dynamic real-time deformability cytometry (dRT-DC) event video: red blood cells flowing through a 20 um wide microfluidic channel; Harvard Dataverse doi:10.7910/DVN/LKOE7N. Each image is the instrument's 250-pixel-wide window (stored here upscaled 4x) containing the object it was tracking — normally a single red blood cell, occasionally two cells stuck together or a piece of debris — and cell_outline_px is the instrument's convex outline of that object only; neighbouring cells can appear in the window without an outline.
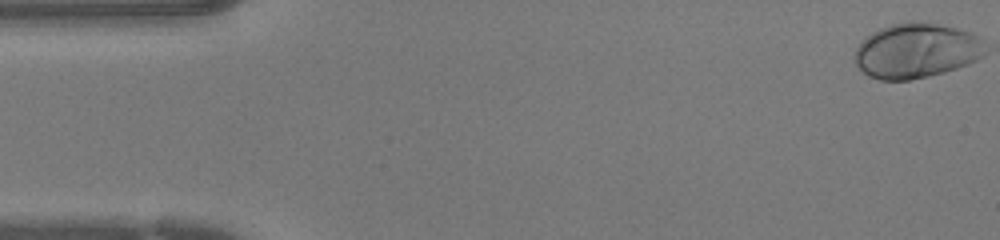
{"species": "human", "species_latin": "Homo sapiens", "temperature_condition": "warm", "stored_images_in_passage": 37, "camera_frame_rate_fps": 3000, "um_per_image_px": 0.085, "donor": {"sex": "female"}, "frame": {"image": 1, "passage_image": 1, "time_ms": 0.0, "image_size_px": [1000, 240], "cell_outline_px": [[980, 56], [976, 60], [968, 64], [944, 72], [928, 76], [908, 80], [880, 80], [868, 76], [856, 64], [856, 48], [872, 32], [892, 24], [936, 24], [956, 28], [980, 36]], "centroid_in_image_um": [77.84, 4.35], "position_along_channel_um": 7.2, "area_um2": 40.29}}
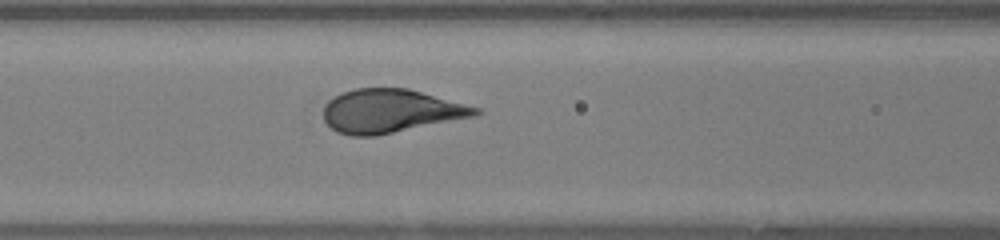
{"frame": {"image": 2, "passage_image": 18, "time_ms": 5.667, "image_size_px": [1000, 240], "cell_outline_px": [[480, 112], [476, 116], [376, 136], [352, 136], [336, 132], [324, 120], [324, 104], [328, 100], [344, 92], [356, 88], [408, 88], [480, 108]], "centroid_in_image_um": [33.19, 9.44], "position_along_channel_um": 133.4, "area_um2": 38.44}}
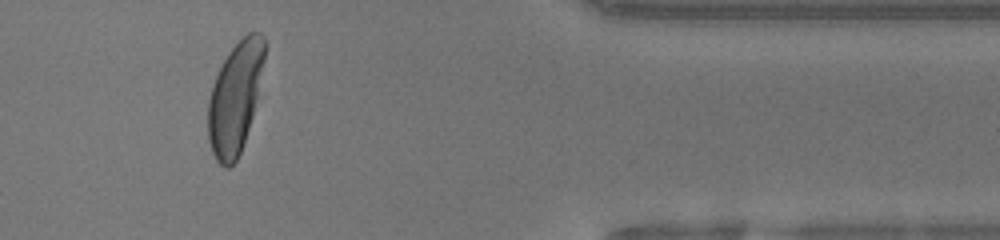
{"frame": {"image": 3, "passage_image": 37, "time_ms": 12.0, "image_size_px": [1000, 240], "cell_outline_px": [[268, 44], [252, 116], [240, 152], [236, 160], [228, 168], [224, 168], [216, 160], [212, 152], [208, 140], [208, 100], [212, 84], [228, 52], [248, 32], [260, 32], [264, 36]], "centroid_in_image_um": [19.99, 8.27], "position_along_channel_um": 391.4, "area_um2": 36.41}}